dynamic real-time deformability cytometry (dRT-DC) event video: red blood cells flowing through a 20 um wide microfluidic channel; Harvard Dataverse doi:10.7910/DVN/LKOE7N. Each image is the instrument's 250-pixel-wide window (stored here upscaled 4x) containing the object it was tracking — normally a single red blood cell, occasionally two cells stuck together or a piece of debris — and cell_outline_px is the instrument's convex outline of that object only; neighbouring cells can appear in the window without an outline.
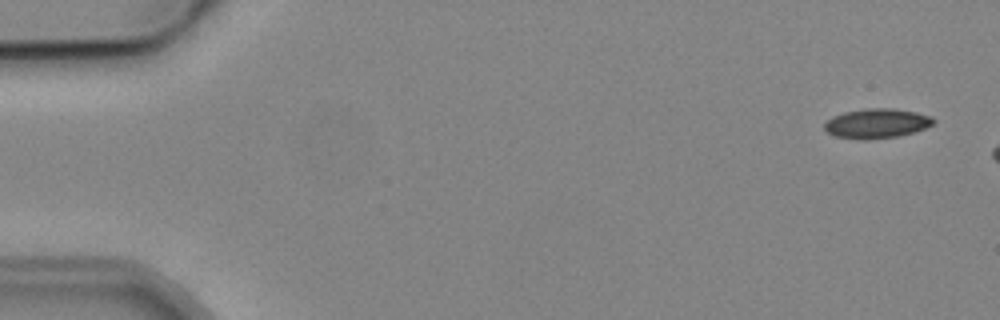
{"species": "common noctule bat (a hibernating species)", "species_latin": "Nyctalus noctula", "temperature_condition": "cold", "stored_images_in_passage": 2, "camera_frame_rate_fps": 3000, "um_per_image_px": 0.085, "animal": {"sex": "male", "body_mass_g": 19.2, "forearm_length_mm": 51.8}, "frame": {"image": 1, "passage_image": 2, "time_ms": 1.333, "image_size_px": [1000, 320], "cell_outline_px": [[936, 120], [932, 124], [916, 132], [900, 136], [868, 140], [860, 140], [836, 136], [828, 132], [824, 128], [824, 124], [832, 116], [844, 112], [868, 108], [896, 108], [916, 112], [932, 116]], "centroid_in_image_um": [74.55, 10.49], "position_along_channel_um": 10.5, "area_um2": 19.02}}